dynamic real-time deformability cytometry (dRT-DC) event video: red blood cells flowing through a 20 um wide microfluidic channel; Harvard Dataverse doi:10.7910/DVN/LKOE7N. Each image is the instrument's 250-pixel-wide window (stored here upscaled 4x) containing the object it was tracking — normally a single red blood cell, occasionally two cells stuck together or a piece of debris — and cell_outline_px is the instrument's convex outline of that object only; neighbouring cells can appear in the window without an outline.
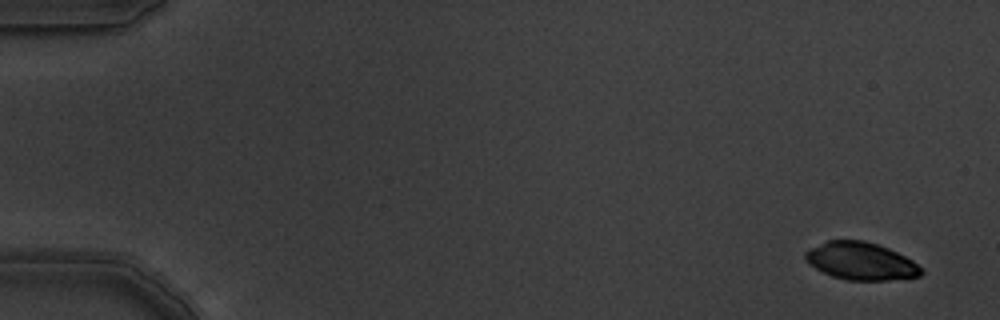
{"species": "common noctule bat (a hibernating species)", "species_latin": "Nyctalus noctula", "temperature_condition": "warm", "stored_images_in_passage": 6, "segment_of_instrument_passage": [1, 2], "camera_frame_rate_fps": 3000, "um_per_image_px": 0.085, "animal": {"sex": "male", "body_mass_g": 19.5, "forearm_length_mm": 54.6}, "frame": {"image": 1, "passage_image": 1, "time_ms": 0.0, "image_size_px": [1000, 320], "cell_outline_px": [[924, 272], [920, 276], [888, 280], [848, 280], [832, 276], [808, 264], [804, 260], [804, 252], [808, 248], [828, 240], [864, 240], [888, 248], [912, 260]], "centroid_in_image_um": [73.12, 22.19], "position_along_channel_um": 11.9, "area_um2": 25.32}}
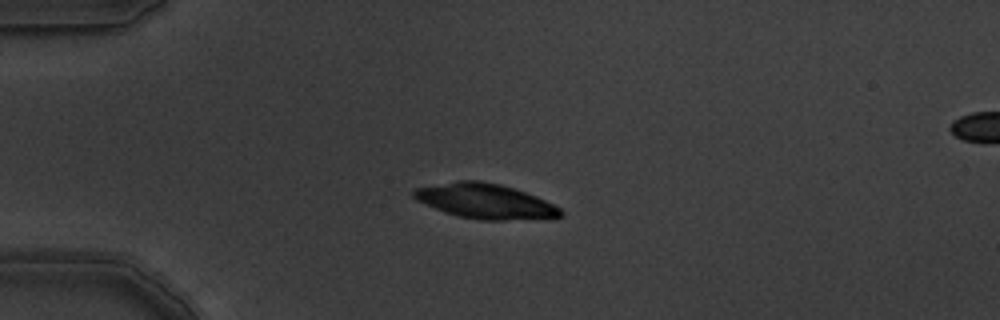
{"frame": {"image": 2, "passage_image": 4, "time_ms": 1.0, "image_size_px": [1000, 320], "cell_outline_px": [[564, 216], [504, 220], [480, 220], [460, 216], [444, 212], [416, 200], [412, 196], [412, 192], [416, 188], [460, 180], [480, 180], [500, 184], [536, 196], [560, 208], [564, 212]], "centroid_in_image_um": [41.22, 17.09], "position_along_channel_um": 43.8, "area_um2": 29.48}}